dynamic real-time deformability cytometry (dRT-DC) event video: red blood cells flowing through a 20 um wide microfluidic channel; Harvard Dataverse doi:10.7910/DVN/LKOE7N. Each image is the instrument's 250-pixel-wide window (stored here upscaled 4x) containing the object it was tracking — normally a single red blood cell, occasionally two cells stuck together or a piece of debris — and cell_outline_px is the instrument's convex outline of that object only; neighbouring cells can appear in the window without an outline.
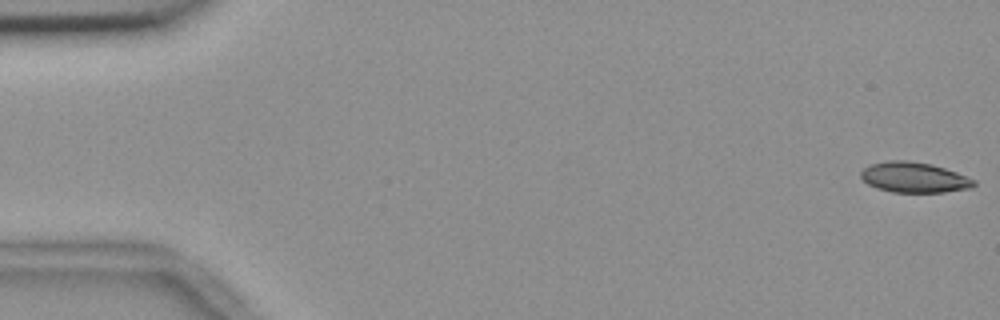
{"species": "common noctule bat (a hibernating species)", "species_latin": "Nyctalus noctula", "temperature_condition": "room temperature", "stored_images_in_passage": 11, "camera_frame_rate_fps": 3000, "um_per_image_px": 0.085, "animal": {"sex": "female", "body_mass_g": 18.4}, "frame": {"image": 1, "passage_image": 1, "time_ms": 0.0, "image_size_px": [1000, 320], "cell_outline_px": [[976, 184], [972, 188], [944, 192], [892, 192], [876, 188], [868, 184], [860, 176], [860, 172], [868, 164], [888, 160], [908, 160], [932, 164], [956, 172], [976, 180]], "centroid_in_image_um": [77.69, 15.07], "position_along_channel_um": 7.3, "area_um2": 20.17}}